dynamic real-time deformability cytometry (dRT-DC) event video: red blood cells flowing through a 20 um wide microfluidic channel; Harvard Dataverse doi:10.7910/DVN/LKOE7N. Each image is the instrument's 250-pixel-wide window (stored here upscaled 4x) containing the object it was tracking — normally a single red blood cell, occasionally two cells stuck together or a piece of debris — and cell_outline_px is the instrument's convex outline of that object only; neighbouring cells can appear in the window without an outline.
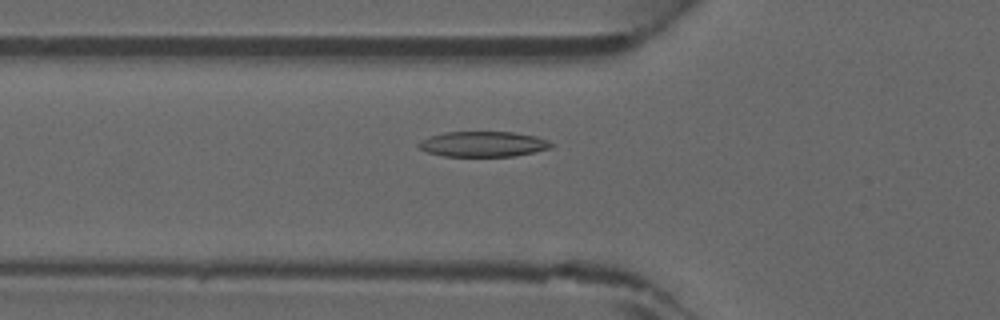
{"species": "common noctule bat (a hibernating species)", "species_latin": "Nyctalus noctula", "temperature_condition": "warm", "stored_images_in_passage": 45, "camera_frame_rate_fps": 3000, "um_per_image_px": 0.085, "animal": {"sex": "male", "forearm_length_mm": 52.5}, "frame": {"image": 1, "passage_image": 16, "time_ms": 5.0, "image_size_px": [1000, 320], "cell_outline_px": [[552, 148], [516, 156], [444, 156], [428, 152], [420, 148], [416, 144], [420, 140], [444, 132], [512, 132], [536, 136], [548, 140], [552, 144]], "centroid_in_image_um": [41.08, 12.25], "position_along_channel_um": 84.7, "area_um2": 19.54}}
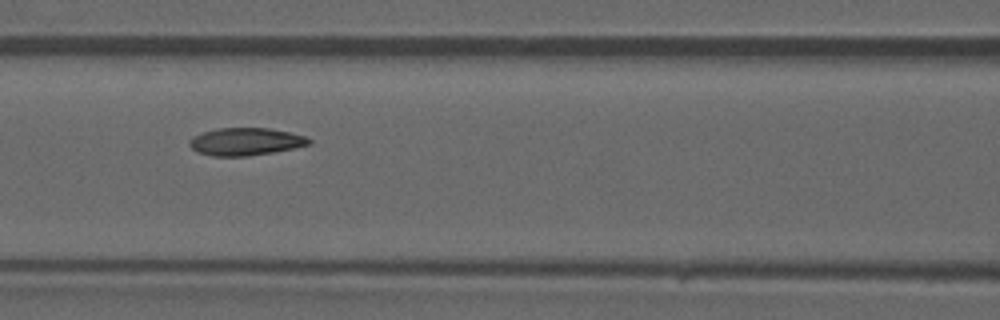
{"frame": {"image": 2, "passage_image": 20, "time_ms": 6.333, "image_size_px": [1000, 320], "cell_outline_px": [[312, 144], [272, 152], [248, 156], [212, 156], [200, 152], [192, 148], [188, 144], [188, 140], [204, 132], [216, 128], [268, 128], [288, 132], [304, 136], [312, 140]], "centroid_in_image_um": [20.88, 12.04], "position_along_channel_um": 145.7, "area_um2": 18.96}}
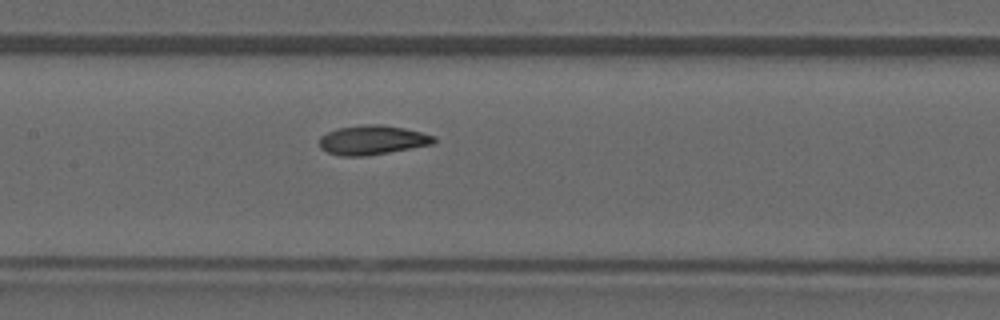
{"frame": {"image": 3, "passage_image": 22, "time_ms": 7.0, "image_size_px": [1000, 320], "cell_outline_px": [[436, 140], [432, 144], [368, 156], [340, 156], [328, 152], [320, 148], [320, 136], [336, 128], [364, 124], [380, 124], [404, 128], [436, 136]], "centroid_in_image_um": [31.63, 11.9], "position_along_channel_um": 175.8, "area_um2": 19.59}}